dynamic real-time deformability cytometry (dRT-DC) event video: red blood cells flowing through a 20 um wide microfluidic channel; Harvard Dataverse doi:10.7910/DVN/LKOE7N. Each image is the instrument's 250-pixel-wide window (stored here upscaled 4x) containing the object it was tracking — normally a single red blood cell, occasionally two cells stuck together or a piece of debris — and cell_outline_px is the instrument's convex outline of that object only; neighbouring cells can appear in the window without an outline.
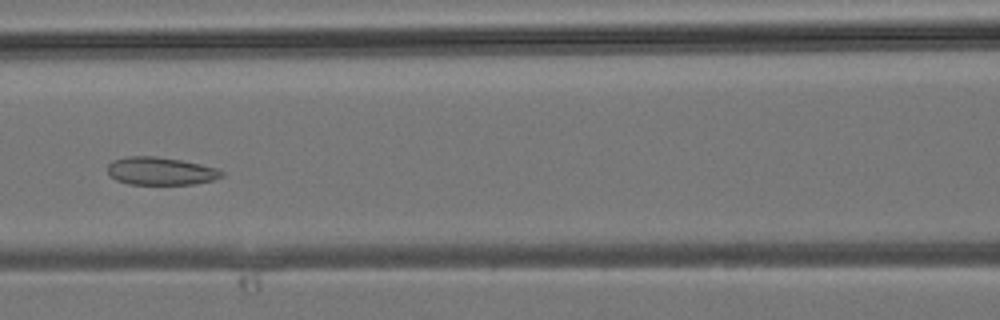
{"species": "common noctule bat (a hibernating species)", "species_latin": "Nyctalus noctula", "temperature_condition": "room temperature", "stored_images_in_passage": 36, "camera_frame_rate_fps": 3000, "um_per_image_px": 0.085, "animal": {"sex": "male", "body_mass_g": 19.2, "forearm_length_mm": 51.8}, "frame": {"image": 1, "passage_image": 16, "time_ms": 5.0, "image_size_px": [1000, 320], "cell_outline_px": [[224, 176], [212, 180], [196, 184], [128, 184], [116, 180], [108, 172], [108, 164], [112, 160], [128, 156], [156, 156], [180, 160], [200, 164], [216, 168], [224, 172]], "centroid_in_image_um": [13.65, 14.54], "position_along_channel_um": 152.9, "area_um2": 18.5}}
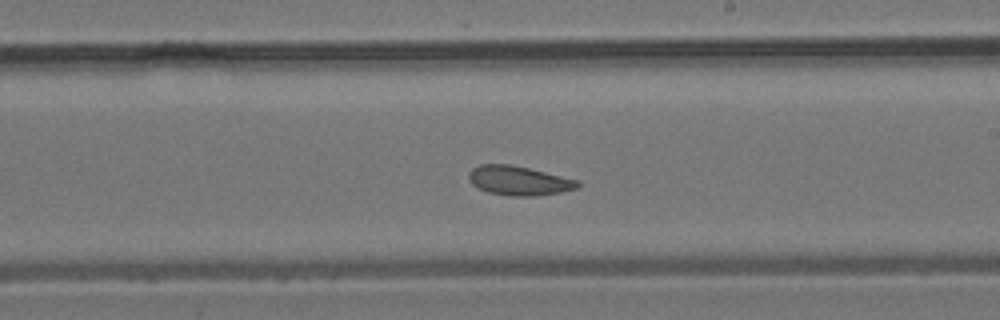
{"frame": {"image": 2, "passage_image": 21, "time_ms": 6.667, "image_size_px": [1000, 320], "cell_outline_px": [[580, 184], [576, 188], [560, 192], [536, 196], [512, 196], [488, 192], [472, 184], [468, 180], [468, 172], [472, 168], [480, 164], [508, 164], [528, 168], [580, 180]], "centroid_in_image_um": [44.08, 15.35], "position_along_channel_um": 244.9, "area_um2": 18.55}}
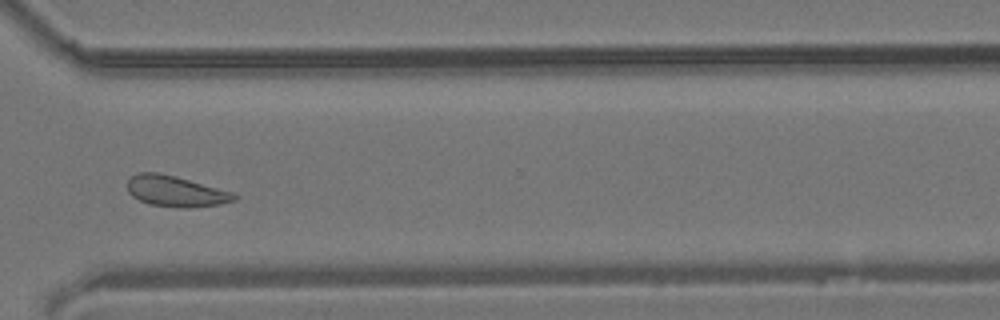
{"frame": {"image": 3, "passage_image": 27, "time_ms": 8.667, "image_size_px": [1000, 320], "cell_outline_px": [[240, 196], [236, 200], [220, 204], [180, 208], [148, 204], [132, 196], [128, 192], [128, 180], [132, 176], [140, 172], [156, 172], [176, 176], [232, 192]], "centroid_in_image_um": [14.93, 16.26], "position_along_channel_um": 355.7, "area_um2": 19.07}}